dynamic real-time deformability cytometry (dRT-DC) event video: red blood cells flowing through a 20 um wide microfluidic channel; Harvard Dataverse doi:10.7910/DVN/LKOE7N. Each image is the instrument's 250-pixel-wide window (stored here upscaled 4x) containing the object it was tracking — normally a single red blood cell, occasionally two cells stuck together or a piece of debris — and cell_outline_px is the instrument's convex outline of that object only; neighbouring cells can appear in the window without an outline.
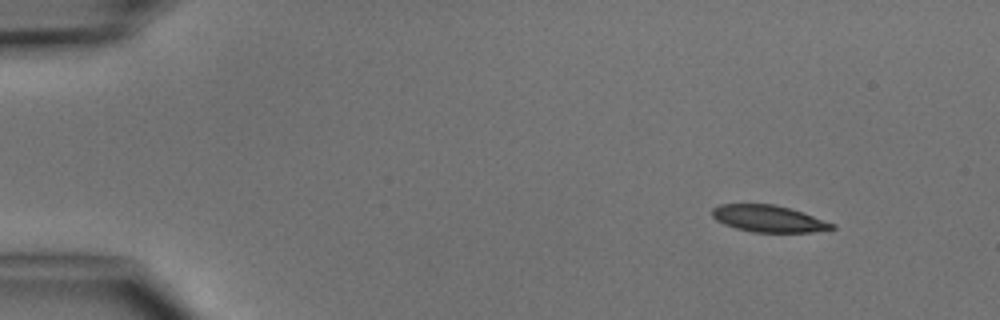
{"species": "common noctule bat (a hibernating species)", "species_latin": "Nyctalus noctula", "temperature_condition": "cold", "stored_images_in_passage": 5, "camera_frame_rate_fps": 3000, "um_per_image_px": 0.085, "animal": {"sex": "male", "body_mass_g": 15.6}, "frame": {"image": 1, "passage_image": 1, "time_ms": 0.0, "image_size_px": [1000, 320], "cell_outline_px": [[836, 228], [812, 232], [752, 232], [736, 228], [724, 224], [716, 220], [712, 216], [712, 208], [720, 204], [772, 204], [788, 208], [836, 224]], "centroid_in_image_um": [65.29, 18.59], "position_along_channel_um": 19.7, "area_um2": 18.5}}
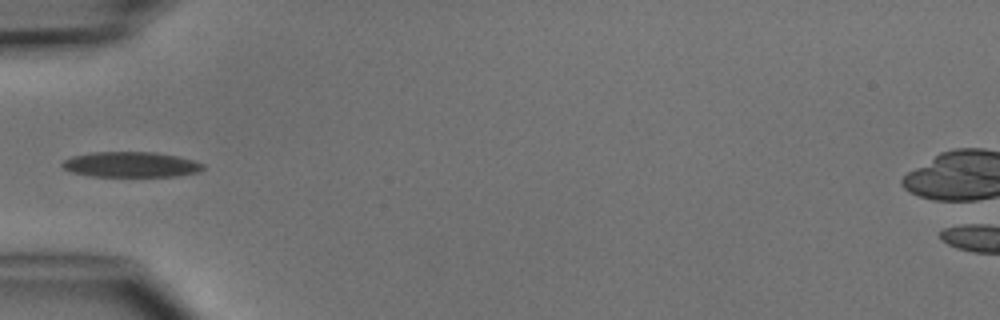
{"frame": {"image": 2, "passage_image": 4, "time_ms": 3.667, "image_size_px": [1000, 320], "cell_outline_px": [[204, 168], [200, 172], [176, 176], [88, 176], [68, 172], [60, 164], [64, 160], [72, 156], [92, 152], [156, 152], [176, 156], [192, 160], [204, 164]], "centroid_in_image_um": [11.09, 13.99], "position_along_channel_um": 73.9, "area_um2": 20.92}}